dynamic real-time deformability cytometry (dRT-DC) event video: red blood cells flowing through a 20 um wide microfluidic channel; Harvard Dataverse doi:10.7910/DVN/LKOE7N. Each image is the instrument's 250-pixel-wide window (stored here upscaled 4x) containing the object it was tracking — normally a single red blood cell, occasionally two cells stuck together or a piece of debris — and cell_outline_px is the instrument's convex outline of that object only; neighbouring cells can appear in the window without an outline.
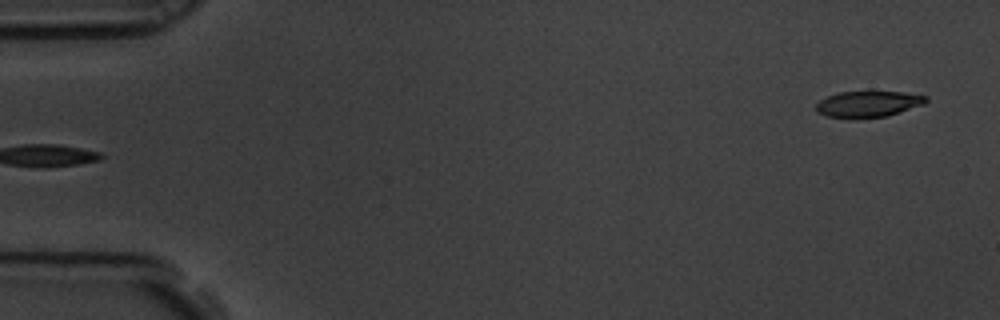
{"species": "common noctule bat (a hibernating species)", "species_latin": "Nyctalus noctula", "temperature_condition": "room temperature", "stored_images_in_passage": 6, "segment_of_instrument_passage": [2, 2], "camera_frame_rate_fps": 3000, "um_per_image_px": 0.085, "animal": {"sex": "male", "body_mass_g": 19.5, "forearm_length_mm": 54.6}, "frame": {"image": 1, "passage_image": 6, "time_ms": 1.667, "image_size_px": [1000, 320], "cell_outline_px": [[928, 100], [924, 104], [888, 116], [824, 116], [816, 112], [816, 104], [820, 100], [828, 96], [840, 92], [904, 92], [928, 96]], "centroid_in_image_um": [73.83, 8.81], "position_along_channel_um": 11.2, "area_um2": 16.18}}